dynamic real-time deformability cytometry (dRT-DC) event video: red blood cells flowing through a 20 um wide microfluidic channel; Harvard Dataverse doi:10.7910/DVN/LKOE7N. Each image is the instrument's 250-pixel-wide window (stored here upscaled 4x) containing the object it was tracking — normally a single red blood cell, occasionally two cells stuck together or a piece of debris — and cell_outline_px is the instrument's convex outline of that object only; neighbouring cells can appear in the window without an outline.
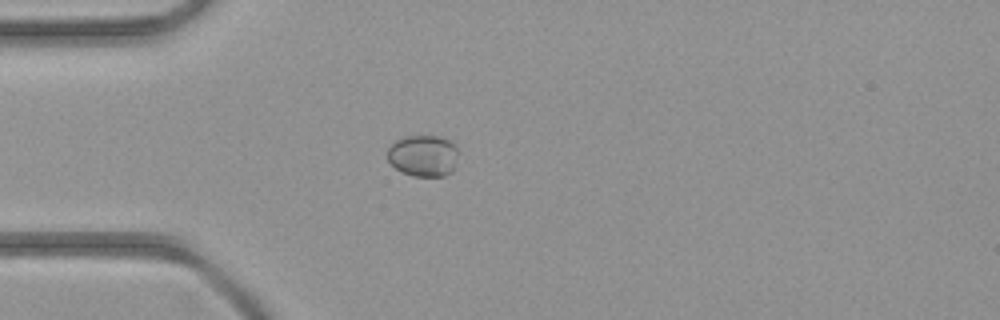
{"species": "common noctule bat (a hibernating species)", "species_latin": "Nyctalus noctula", "temperature_condition": "room temperature", "stored_images_in_passage": 3, "camera_frame_rate_fps": 3000, "um_per_image_px": 0.085, "animal": {"sex": "female", "body_mass_g": 21.9}, "frame": {"image": 1, "passage_image": 3, "time_ms": 2.333, "image_size_px": [1000, 320], "cell_outline_px": [[460, 152], [452, 172], [444, 176], [412, 176], [400, 172], [388, 160], [388, 148], [396, 140], [404, 136], [440, 136], [452, 140], [456, 144]], "centroid_in_image_um": [36.03, 13.23], "position_along_channel_um": 49.0, "area_um2": 17.57}}